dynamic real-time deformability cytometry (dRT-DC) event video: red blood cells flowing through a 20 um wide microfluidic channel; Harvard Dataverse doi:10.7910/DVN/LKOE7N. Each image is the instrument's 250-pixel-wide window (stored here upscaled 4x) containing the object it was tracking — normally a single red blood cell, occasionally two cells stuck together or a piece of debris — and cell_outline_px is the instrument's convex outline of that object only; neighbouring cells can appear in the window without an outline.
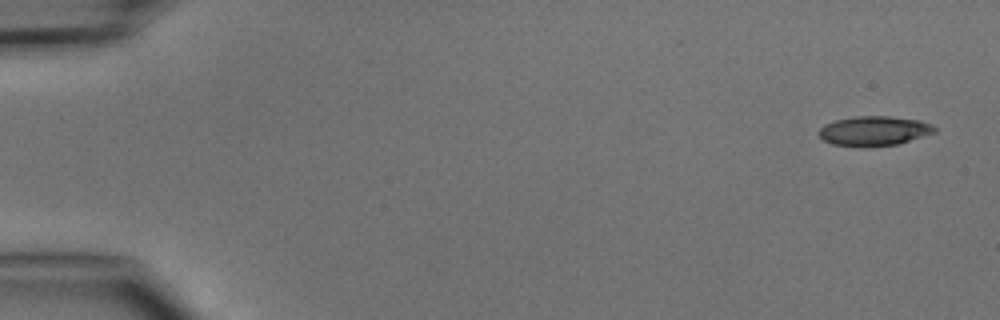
{"species": "common noctule bat (a hibernating species)", "species_latin": "Nyctalus noctula", "temperature_condition": "cold", "stored_images_in_passage": 6, "camera_frame_rate_fps": 3000, "um_per_image_px": 0.085, "animal": {"sex": "male", "body_mass_g": 15.6}, "frame": {"image": 1, "passage_image": 1, "time_ms": 0.0, "image_size_px": [1000, 320], "cell_outline_px": [[936, 132], [900, 144], [832, 144], [824, 140], [816, 132], [824, 124], [836, 120], [856, 116], [888, 116], [920, 120], [936, 128]], "centroid_in_image_um": [74.31, 11.09], "position_along_channel_um": 10.7, "area_um2": 19.25}}
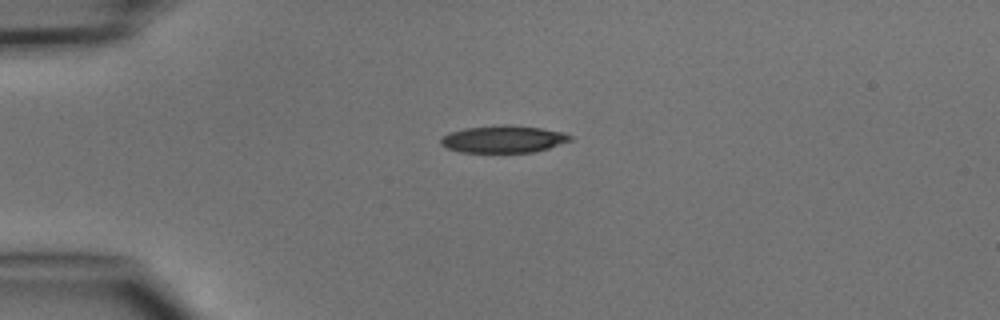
{"frame": {"image": 2, "passage_image": 4, "time_ms": 3.333, "image_size_px": [1000, 320], "cell_outline_px": [[572, 140], [548, 148], [532, 152], [460, 152], [448, 148], [440, 144], [440, 140], [448, 132], [464, 128], [504, 124], [508, 124], [540, 128], [564, 132], [572, 136]], "centroid_in_image_um": [42.78, 11.81], "position_along_channel_um": 42.2, "area_um2": 20.52}}